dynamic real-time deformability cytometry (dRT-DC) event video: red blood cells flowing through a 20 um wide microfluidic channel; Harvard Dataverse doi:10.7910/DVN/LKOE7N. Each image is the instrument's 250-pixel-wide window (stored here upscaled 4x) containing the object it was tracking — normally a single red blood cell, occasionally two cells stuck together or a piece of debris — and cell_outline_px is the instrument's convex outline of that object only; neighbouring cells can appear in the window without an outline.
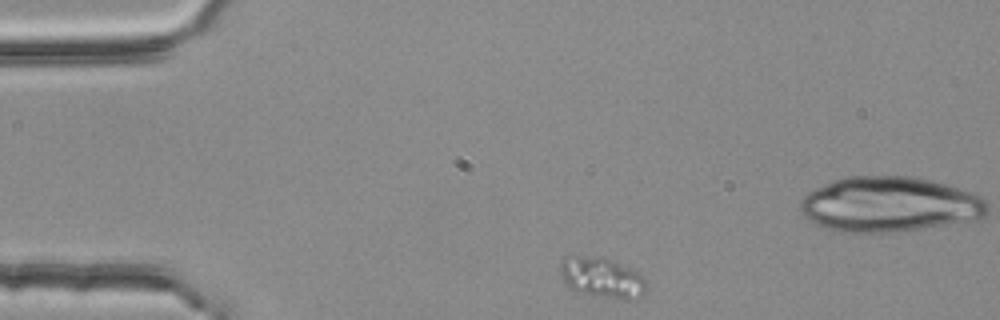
{"species": "common noctule bat (a hibernating species)", "species_latin": "Nyctalus noctula", "temperature_condition": "room temperature", "stored_images_in_passage": 38, "camera_frame_rate_fps": 3000, "um_per_image_px": 0.085, "animal": {"sex": "female", "body_mass_g": 25.1}, "frame": {"image": 1, "passage_image": 1, "time_ms": 0.0, "image_size_px": [1000, 320], "cell_outline_px": [[644, 296], [640, 300], [620, 300], [580, 292], [564, 284], [560, 272], [560, 260], [564, 256], [584, 256], [608, 260], [628, 268], [644, 276]], "centroid_in_image_um": [51.15, 23.64], "position_along_channel_um": 33.9, "area_um2": 20.06}}